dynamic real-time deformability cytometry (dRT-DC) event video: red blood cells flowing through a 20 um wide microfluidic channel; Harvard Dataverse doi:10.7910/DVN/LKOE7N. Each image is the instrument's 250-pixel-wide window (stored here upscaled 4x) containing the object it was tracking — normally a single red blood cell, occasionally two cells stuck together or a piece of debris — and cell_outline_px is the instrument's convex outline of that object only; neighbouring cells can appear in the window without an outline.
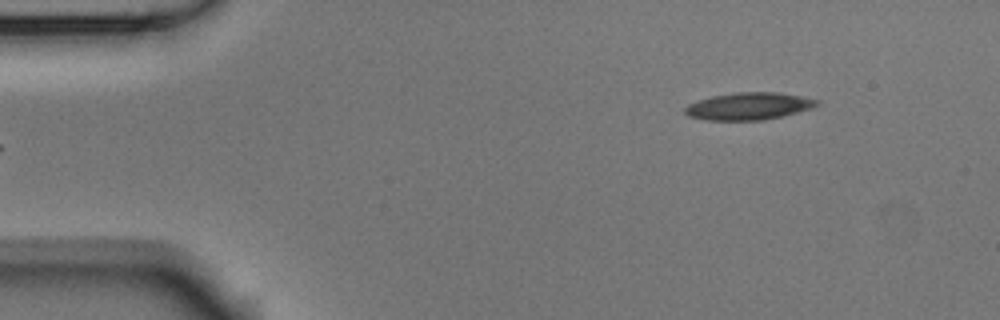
{"species": "Egyptian fruit bat (a non-hibernating species)", "species_latin": "Rousettus aegyptiacus", "temperature_condition": "room temperature", "stored_images_in_passage": 4, "segment_of_instrument_passage": [2, 2], "camera_frame_rate_fps": 3000, "um_per_image_px": 0.085, "animal": {"sex": "male"}, "frame": {"image": 1, "passage_image": 4, "time_ms": 1.0, "image_size_px": [1000, 320], "cell_outline_px": [[820, 104], [812, 108], [764, 120], [708, 120], [688, 116], [684, 112], [684, 108], [688, 104], [712, 96], [736, 92], [776, 92], [800, 96], [820, 100]], "centroid_in_image_um": [63.64, 9.02], "position_along_channel_um": 21.4, "area_um2": 20.81}}